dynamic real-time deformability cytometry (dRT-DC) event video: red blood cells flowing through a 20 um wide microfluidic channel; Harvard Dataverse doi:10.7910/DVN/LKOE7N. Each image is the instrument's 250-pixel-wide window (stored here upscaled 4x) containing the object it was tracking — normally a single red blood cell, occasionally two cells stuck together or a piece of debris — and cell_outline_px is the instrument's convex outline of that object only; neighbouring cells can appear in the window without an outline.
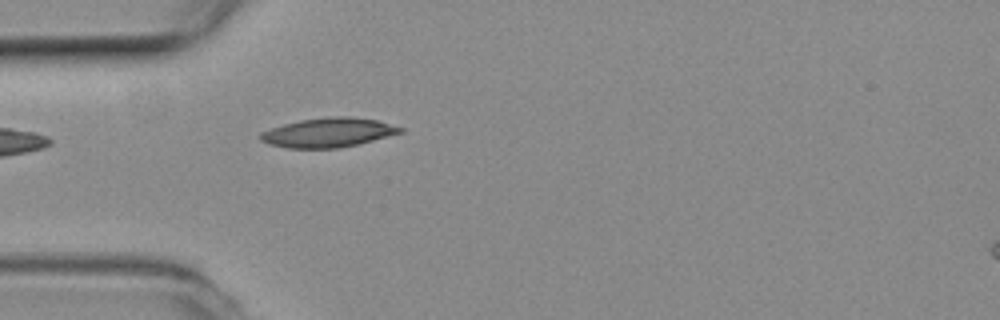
{"species": "common noctule bat (a hibernating species)", "species_latin": "Nyctalus noctula", "temperature_condition": "room temperature", "stored_images_in_passage": 4, "camera_frame_rate_fps": 3000, "um_per_image_px": 0.085, "animal": {"sex": "female", "body_mass_g": 19.3, "forearm_length_mm": 54.1}, "frame": {"image": 1, "passage_image": 4, "time_ms": 1.0, "image_size_px": [1000, 320], "cell_outline_px": [[404, 132], [356, 144], [336, 148], [288, 148], [268, 144], [260, 140], [260, 132], [284, 124], [300, 120], [332, 116], [348, 116], [376, 120], [404, 128]], "centroid_in_image_um": [27.88, 11.26], "position_along_channel_um": 57.1, "area_um2": 23.64}}